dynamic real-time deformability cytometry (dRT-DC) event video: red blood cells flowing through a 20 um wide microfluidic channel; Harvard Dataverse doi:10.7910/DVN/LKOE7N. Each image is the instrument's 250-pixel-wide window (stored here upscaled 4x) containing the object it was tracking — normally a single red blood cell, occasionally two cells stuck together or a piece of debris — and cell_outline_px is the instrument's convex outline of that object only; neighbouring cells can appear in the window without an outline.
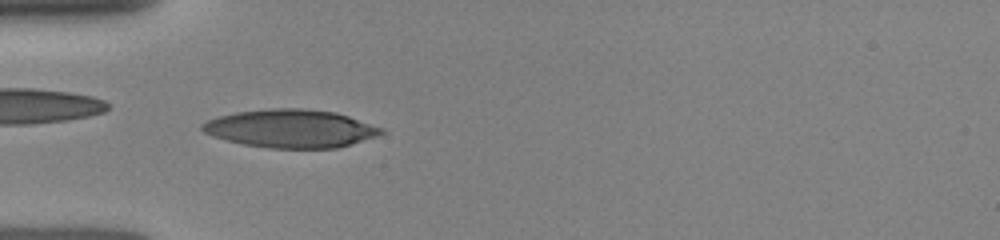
{"species": "human", "species_latin": "Homo sapiens", "temperature_condition": "room temperature", "stored_images_in_passage": 36, "camera_frame_rate_fps": 3000, "um_per_image_px": 0.085, "donor": {"sex": "female"}, "frame": {"image": 1, "passage_image": 13, "time_ms": 4.333, "image_size_px": [1000, 240], "cell_outline_px": [[384, 132], [376, 136], [336, 148], [268, 148], [244, 144], [212, 136], [204, 132], [200, 128], [200, 124], [216, 116], [236, 112], [272, 108], [300, 108], [336, 112], [384, 128]], "centroid_in_image_um": [24.68, 10.92], "position_along_channel_um": 60.3, "area_um2": 39.65}}
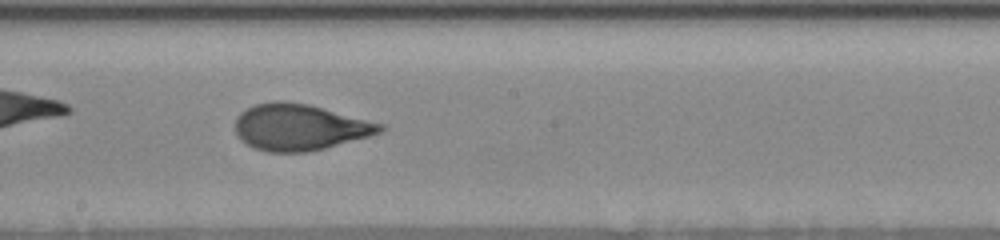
{"frame": {"image": 2, "passage_image": 21, "time_ms": 8.333, "image_size_px": [1000, 240], "cell_outline_px": [[388, 128], [384, 132], [324, 148], [308, 152], [268, 152], [256, 148], [240, 140], [236, 132], [236, 120], [240, 112], [256, 104], [272, 100], [284, 100], [308, 104], [384, 124]], "centroid_in_image_um": [25.49, 10.8], "position_along_channel_um": 222.7, "area_um2": 39.07}}
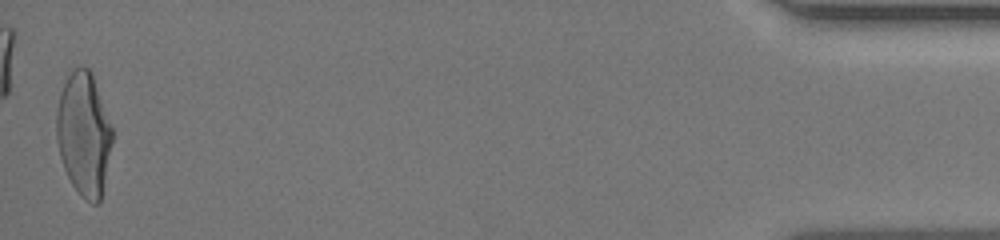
{"frame": {"image": 3, "passage_image": 36, "time_ms": 15.333, "image_size_px": [1000, 240], "cell_outline_px": [[112, 144], [100, 204], [92, 204], [84, 200], [80, 196], [72, 184], [64, 168], [60, 156], [56, 136], [56, 108], [60, 92], [68, 76], [76, 68], [88, 68], [92, 72], [112, 128]], "centroid_in_image_um": [7.12, 11.44], "position_along_channel_um": 428.1, "area_um2": 40.06}}